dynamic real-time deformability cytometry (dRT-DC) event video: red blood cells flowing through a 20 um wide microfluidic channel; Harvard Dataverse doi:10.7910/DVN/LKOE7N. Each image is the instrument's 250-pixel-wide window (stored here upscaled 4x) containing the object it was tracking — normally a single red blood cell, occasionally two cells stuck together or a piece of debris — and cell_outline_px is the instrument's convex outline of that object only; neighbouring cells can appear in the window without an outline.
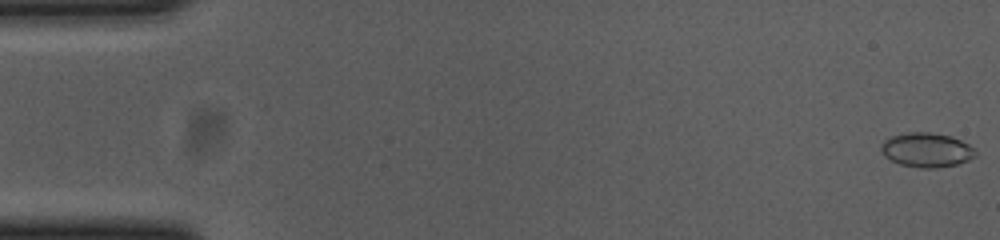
{"species": "common noctule bat (a hibernating species)", "species_latin": "Nyctalus noctula", "temperature_condition": "cold", "stored_images_in_passage": 56, "camera_frame_rate_fps": 3000, "um_per_image_px": 0.085, "animal": {"sex": "female", "body_mass_g": 23.0, "forearm_length_mm": 53.4}, "frame": {"image": 1, "passage_image": 1, "time_ms": 0.0, "image_size_px": [1000, 240], "cell_outline_px": [[976, 156], [968, 160], [956, 164], [936, 168], [920, 168], [900, 164], [884, 156], [880, 152], [880, 144], [888, 136], [908, 132], [928, 132], [952, 136], [976, 148]], "centroid_in_image_um": [78.74, 12.73], "position_along_channel_um": 6.3, "area_um2": 19.13}}
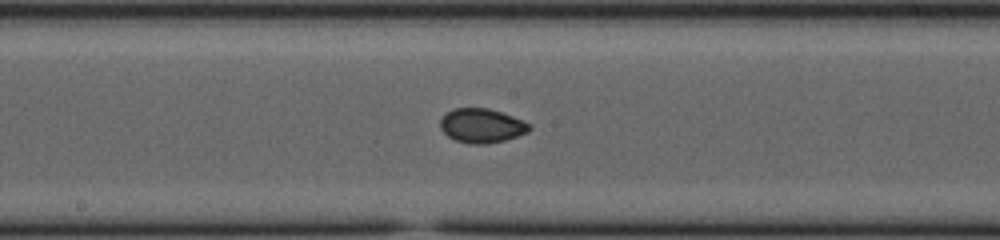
{"frame": {"image": 2, "passage_image": 29, "time_ms": 9.333, "image_size_px": [1000, 240], "cell_outline_px": [[532, 128], [528, 132], [504, 140], [484, 144], [472, 144], [456, 140], [448, 136], [440, 128], [440, 120], [452, 108], [488, 108], [512, 116], [532, 124]], "centroid_in_image_um": [40.96, 10.68], "position_along_channel_um": 207.2, "area_um2": 17.63}}
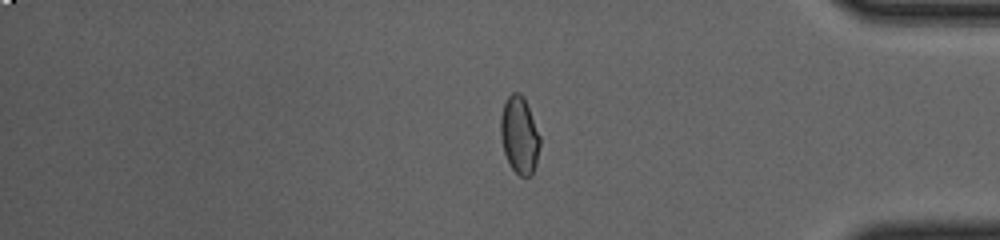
{"frame": {"image": 3, "passage_image": 46, "time_ms": 15.0, "image_size_px": [1000, 240], "cell_outline_px": [[540, 144], [536, 164], [532, 172], [528, 176], [520, 176], [512, 168], [504, 152], [500, 136], [500, 116], [504, 104], [508, 96], [512, 92], [520, 92], [524, 96], [540, 136]], "centroid_in_image_um": [44.14, 11.45], "position_along_channel_um": 391.1, "area_um2": 17.63}, "authors_computed_cell_mechanics": {"area_um2": 17.7446, "velocity_mm_per_s": 3.704, "shape_relaxation_time_tau1_ms": 8.0196, "shape_relaxation_time_tau2_ms": 1.3995, "deformation_change_tau1": 0.1081, "deformation_change_tau2": 0.0379}}